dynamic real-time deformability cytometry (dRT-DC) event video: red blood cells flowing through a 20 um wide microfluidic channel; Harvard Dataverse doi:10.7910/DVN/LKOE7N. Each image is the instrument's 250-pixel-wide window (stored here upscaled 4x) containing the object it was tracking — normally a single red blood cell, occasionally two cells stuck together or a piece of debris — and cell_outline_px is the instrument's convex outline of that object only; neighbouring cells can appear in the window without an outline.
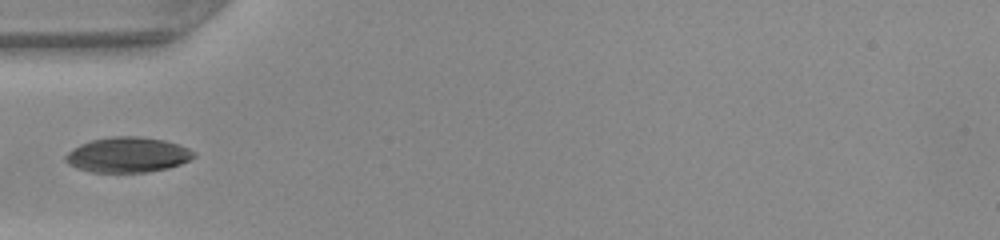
{"species": "common noctule bat (a hibernating species)", "species_latin": "Nyctalus noctula", "temperature_condition": "warm", "stored_images_in_passage": 14, "camera_frame_rate_fps": 3000, "um_per_image_px": 0.085, "animal": {"sex": "female", "body_mass_g": 22.0, "forearm_length_mm": 56.7}, "frame": {"image": 1, "passage_image": 1, "time_ms": 0.0, "image_size_px": [1000, 240], "cell_outline_px": [[196, 156], [180, 164], [168, 168], [148, 172], [92, 172], [76, 168], [68, 164], [64, 160], [64, 156], [72, 148], [80, 144], [92, 140], [112, 136], [136, 136], [164, 140], [188, 148], [196, 152]], "centroid_in_image_um": [10.83, 13.16], "position_along_channel_um": 74.2, "area_um2": 26.36}}
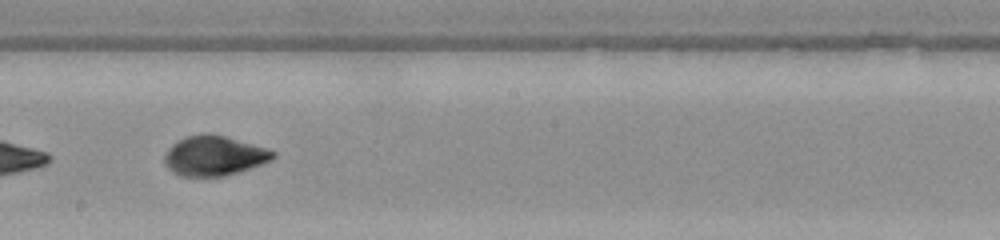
{"frame": {"image": 2, "passage_image": 12, "time_ms": 3.667, "image_size_px": [1000, 240], "cell_outline_px": [[276, 156], [272, 160], [252, 168], [240, 172], [224, 176], [180, 176], [172, 172], [164, 164], [164, 156], [168, 148], [176, 140], [184, 136], [204, 132], [208, 132], [224, 136], [268, 148], [276, 152]], "centroid_in_image_um": [18.19, 13.23], "position_along_channel_um": 230.0, "area_um2": 25.66}}